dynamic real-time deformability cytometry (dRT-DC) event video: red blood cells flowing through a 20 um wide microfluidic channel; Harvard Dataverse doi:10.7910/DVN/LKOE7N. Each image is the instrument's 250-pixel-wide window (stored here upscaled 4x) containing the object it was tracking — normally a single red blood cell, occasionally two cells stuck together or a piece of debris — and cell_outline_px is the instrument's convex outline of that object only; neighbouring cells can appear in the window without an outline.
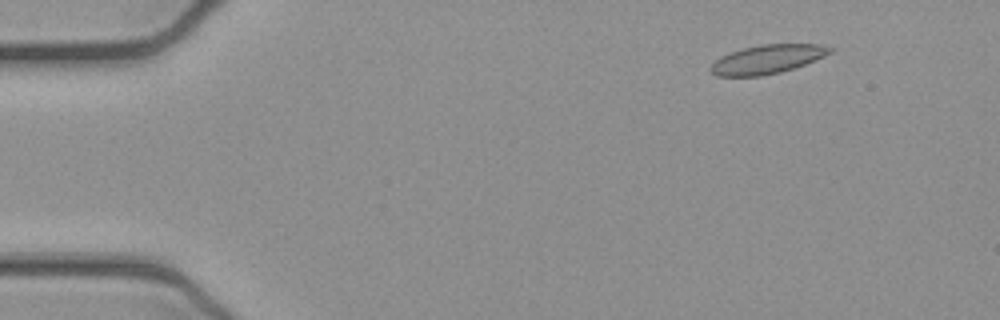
{"species": "common noctule bat (a hibernating species)", "species_latin": "Nyctalus noctula", "temperature_condition": "cold", "stored_images_in_passage": 52, "camera_frame_rate_fps": 3000, "um_per_image_px": 0.085, "animal": {"sex": "female", "body_mass_g": 21.9}, "frame": {"image": 1, "passage_image": 6, "time_ms": 1.667, "image_size_px": [1000, 320], "cell_outline_px": [[836, 48], [832, 52], [824, 56], [804, 64], [780, 72], [760, 76], [716, 76], [708, 68], [720, 56], [744, 48], [760, 44], [820, 44]], "centroid_in_image_um": [65.23, 5.03], "position_along_channel_um": 19.8, "area_um2": 19.94}}
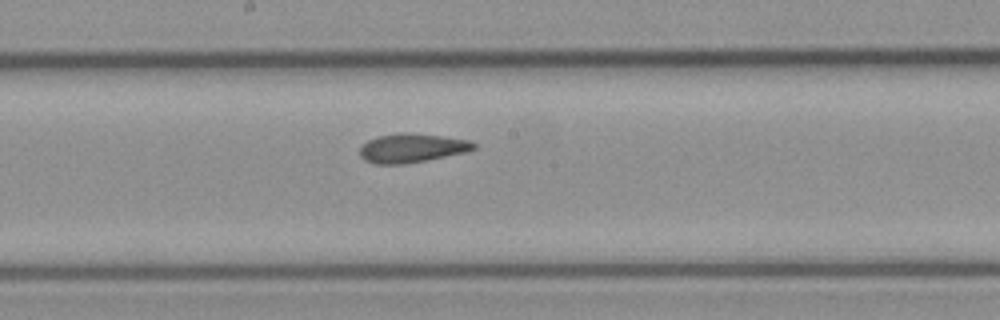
{"frame": {"image": 2, "passage_image": 28, "time_ms": 9.0, "image_size_px": [1000, 320], "cell_outline_px": [[476, 148], [464, 152], [404, 164], [372, 164], [364, 160], [360, 156], [360, 148], [368, 140], [376, 136], [400, 132], [408, 132], [440, 136], [468, 140], [476, 144]], "centroid_in_image_um": [34.94, 12.58], "position_along_channel_um": 213.3, "area_um2": 19.07}}
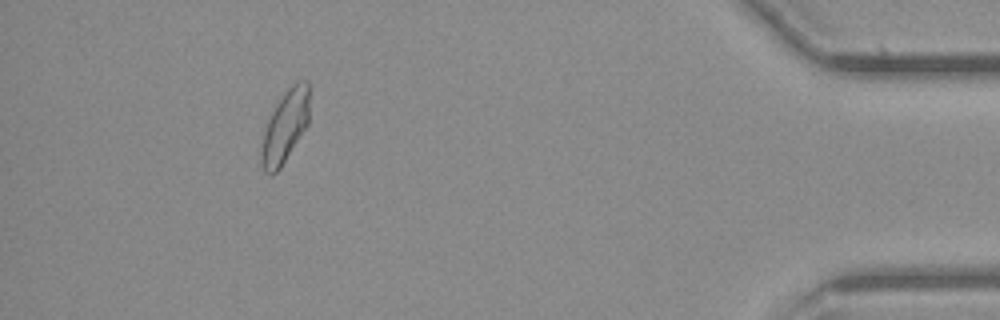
{"frame": {"image": 3, "passage_image": 48, "time_ms": 15.667, "image_size_px": [1000, 320], "cell_outline_px": [[312, 88], [308, 124], [280, 168], [272, 176], [264, 172], [260, 164], [260, 152], [264, 132], [268, 120], [276, 104], [284, 92], [296, 80], [308, 80]], "centroid_in_image_um": [24.27, 10.7], "position_along_channel_um": 410.9, "area_um2": 20.75}, "authors_computed_cell_mechanics": {"area_um2": 19.8543, "velocity_mm_per_s": 3.885, "shape_relaxation_time_tau1_ms": 6.6776, "shape_relaxation_time_tau2_ms": 0.7598, "deformation_change_tau1": 0.1458, "deformation_change_tau2": 0.0545}}